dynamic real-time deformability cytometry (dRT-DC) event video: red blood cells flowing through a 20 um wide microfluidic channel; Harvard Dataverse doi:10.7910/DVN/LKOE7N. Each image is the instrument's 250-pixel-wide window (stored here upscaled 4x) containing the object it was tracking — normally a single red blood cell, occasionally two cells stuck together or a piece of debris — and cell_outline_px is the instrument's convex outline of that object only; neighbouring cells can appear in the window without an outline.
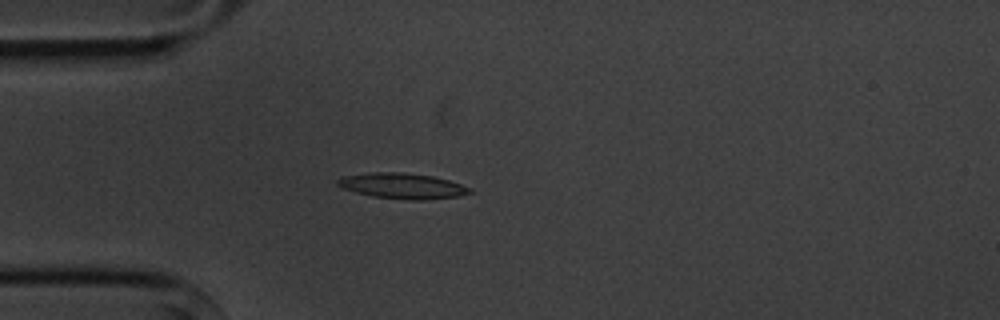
{"species": "common noctule bat (a hibernating species)", "species_latin": "Nyctalus noctula", "temperature_condition": "cold", "stored_images_in_passage": 5, "camera_frame_rate_fps": 3000, "um_per_image_px": 0.085, "animal": {"sex": "male", "body_mass_g": 20.1, "forearm_length_mm": 53.5}, "frame": {"image": 1, "passage_image": 5, "time_ms": 4.667, "image_size_px": [1000, 320], "cell_outline_px": [[472, 192], [460, 196], [424, 200], [412, 200], [372, 196], [340, 188], [336, 184], [336, 180], [340, 176], [372, 172], [400, 172], [432, 176], [448, 180], [472, 188]], "centroid_in_image_um": [34.16, 15.8], "position_along_channel_um": 50.8, "area_um2": 19.77}}